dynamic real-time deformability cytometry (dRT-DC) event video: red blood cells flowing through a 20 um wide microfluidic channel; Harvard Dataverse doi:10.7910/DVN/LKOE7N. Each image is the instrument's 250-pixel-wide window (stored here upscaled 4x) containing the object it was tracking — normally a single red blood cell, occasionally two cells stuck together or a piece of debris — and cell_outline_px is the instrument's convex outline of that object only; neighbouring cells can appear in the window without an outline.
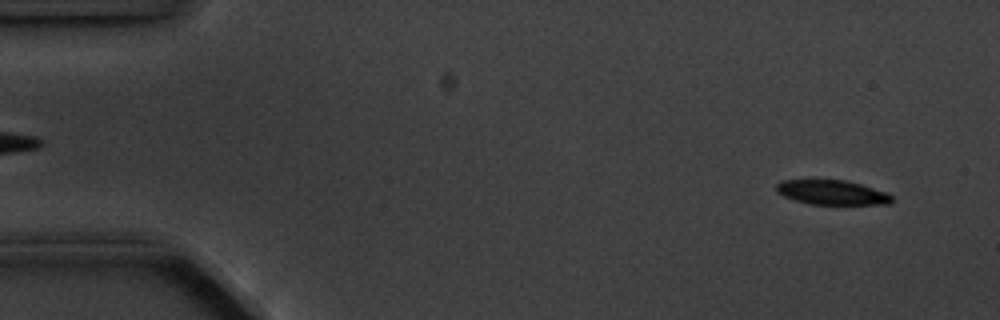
{"species": "common noctule bat (a hibernating species)", "species_latin": "Nyctalus noctula", "temperature_condition": "cold", "stored_images_in_passage": 4, "camera_frame_rate_fps": 3000, "um_per_image_px": 0.085, "animal": {"sex": "male", "body_mass_g": 20.1, "forearm_length_mm": 53.5}, "frame": {"image": 1, "passage_image": 1, "time_ms": 0.0, "image_size_px": [1000, 320], "cell_outline_px": [[892, 200], [888, 204], [808, 204], [784, 196], [776, 192], [776, 184], [780, 180], [844, 180], [860, 184], [888, 192], [892, 196]], "centroid_in_image_um": [70.71, 16.35], "position_along_channel_um": 14.3, "area_um2": 16.47}}
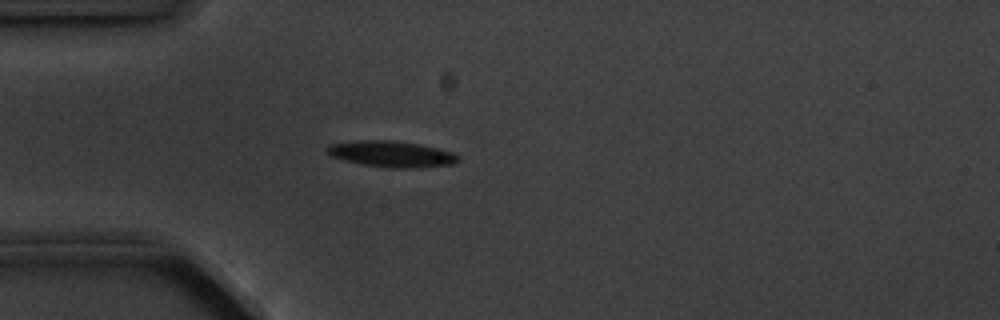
{"frame": {"image": 2, "passage_image": 4, "time_ms": 3.667, "image_size_px": [1000, 320], "cell_outline_px": [[460, 160], [452, 164], [412, 168], [388, 168], [360, 164], [344, 160], [332, 156], [324, 152], [324, 148], [328, 144], [356, 140], [392, 140], [420, 144], [452, 152], [460, 156]], "centroid_in_image_um": [33.22, 13.08], "position_along_channel_um": 51.8, "area_um2": 20.17}}